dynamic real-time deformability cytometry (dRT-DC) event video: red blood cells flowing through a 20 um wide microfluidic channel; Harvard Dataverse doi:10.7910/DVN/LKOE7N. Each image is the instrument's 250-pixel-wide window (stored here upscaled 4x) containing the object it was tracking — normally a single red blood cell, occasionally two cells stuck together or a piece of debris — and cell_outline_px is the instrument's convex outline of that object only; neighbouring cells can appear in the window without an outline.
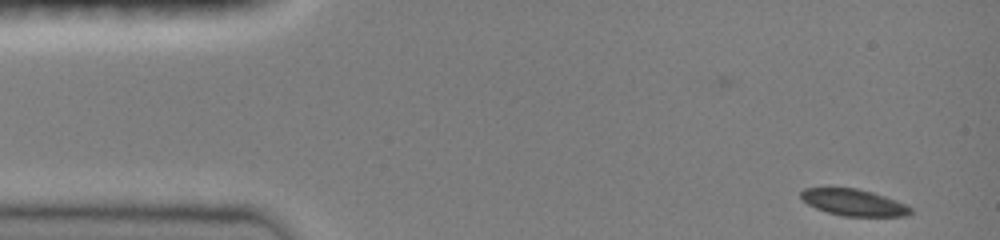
{"species": "common noctule bat (a hibernating species)", "species_latin": "Nyctalus noctula", "temperature_condition": "room temperature", "stored_images_in_passage": 45, "camera_frame_rate_fps": 3000, "um_per_image_px": 0.085, "animal": {"sex": "female", "body_mass_g": 19.0, "forearm_length_mm": 51.5}, "frame": {"image": 1, "passage_image": 1, "time_ms": 0.0, "image_size_px": [1000, 240], "cell_outline_px": [[912, 212], [908, 216], [844, 216], [828, 212], [816, 208], [808, 204], [800, 196], [800, 192], [804, 188], [828, 184], [856, 188], [872, 192], [896, 200], [912, 208]], "centroid_in_image_um": [72.48, 17.15], "position_along_channel_um": 12.5, "area_um2": 17.57}}
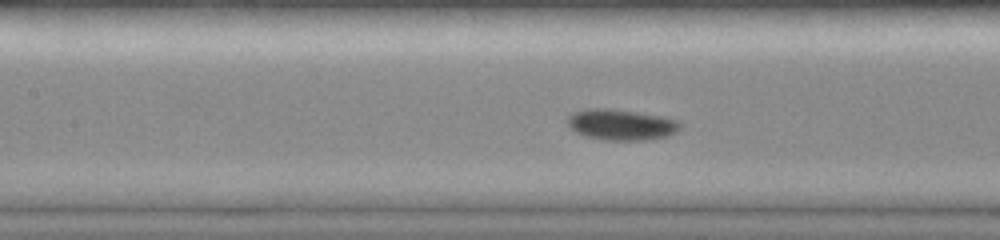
{"frame": {"image": 2, "passage_image": 19, "time_ms": 6.0, "image_size_px": [1000, 240], "cell_outline_px": [[680, 128], [676, 132], [668, 136], [644, 140], [604, 140], [584, 136], [576, 132], [568, 124], [568, 116], [572, 112], [584, 108], [612, 108], [660, 116], [676, 120], [680, 124]], "centroid_in_image_um": [52.76, 10.59], "position_along_channel_um": 154.6, "area_um2": 20.29}}
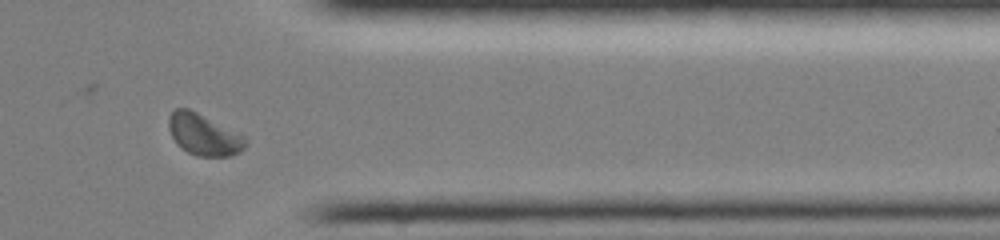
{"frame": {"image": 3, "passage_image": 37, "time_ms": 12.0, "image_size_px": [1000, 240], "cell_outline_px": [[244, 148], [240, 152], [232, 156], [196, 156], [180, 148], [176, 144], [168, 128], [168, 116], [176, 108], [188, 108], [244, 136]], "centroid_in_image_um": [17.26, 11.46], "position_along_channel_um": 394.1, "area_um2": 18.26}, "authors_computed_cell_mechanics": {"area_um2": 18.207, "velocity_mm_per_s": 4.0227, "shape_relaxation_time_tau1_ms": 1.4278, "shape_relaxation_time_tau2_ms": null, "deformation_change_tau1": 0.0789, "deformation_change_tau2": null}}